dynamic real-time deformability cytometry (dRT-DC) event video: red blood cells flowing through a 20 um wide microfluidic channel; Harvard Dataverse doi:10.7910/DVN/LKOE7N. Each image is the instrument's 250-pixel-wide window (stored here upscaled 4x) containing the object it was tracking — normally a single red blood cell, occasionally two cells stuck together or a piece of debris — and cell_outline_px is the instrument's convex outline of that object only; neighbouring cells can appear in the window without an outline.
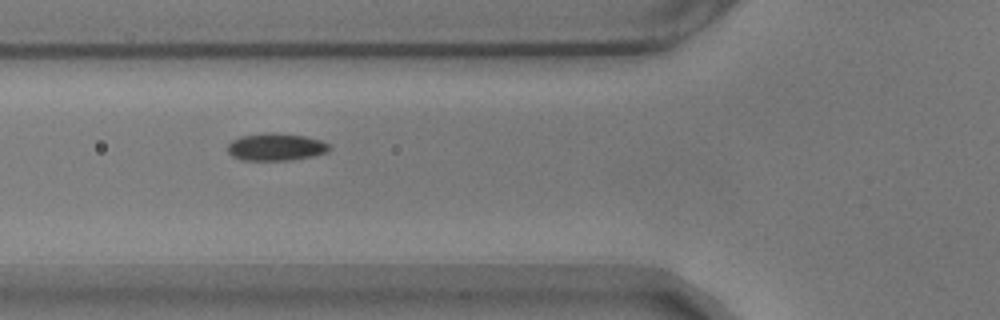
{"species": "common noctule bat (a hibernating species)", "species_latin": "Nyctalus noctula", "temperature_condition": "warm", "stored_images_in_passage": 42, "camera_frame_rate_fps": 3000, "um_per_image_px": 0.085, "animal": {"sex": "male", "body_mass_g": 17.9}, "frame": {"image": 1, "passage_image": 10, "time_ms": 3.0, "image_size_px": [1000, 320], "cell_outline_px": [[332, 148], [328, 152], [312, 156], [288, 160], [240, 160], [232, 156], [228, 152], [228, 144], [232, 140], [240, 136], [268, 132], [272, 132], [304, 136], [320, 140], [328, 144]], "centroid_in_image_um": [23.43, 12.49], "position_along_channel_um": 102.4, "area_um2": 16.24}}
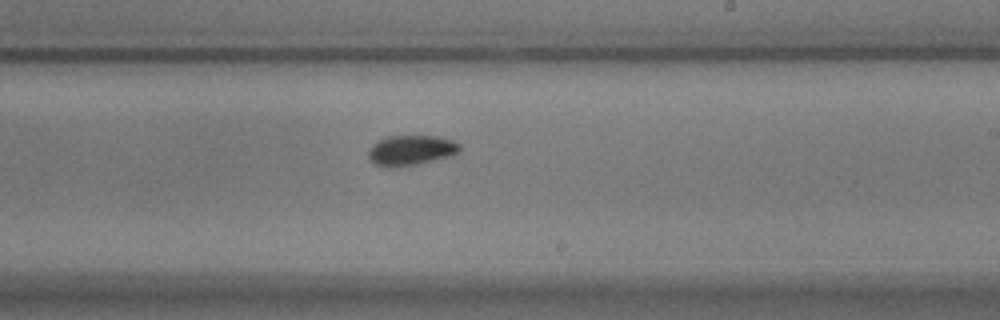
{"frame": {"image": 2, "passage_image": 23, "time_ms": 7.333, "image_size_px": [1000, 320], "cell_outline_px": [[460, 152], [452, 156], [416, 164], [396, 168], [388, 168], [376, 164], [368, 156], [368, 152], [372, 144], [388, 136], [440, 136], [452, 140], [460, 144]], "centroid_in_image_um": [34.96, 12.78], "position_along_channel_um": 254.0, "area_um2": 16.13}}
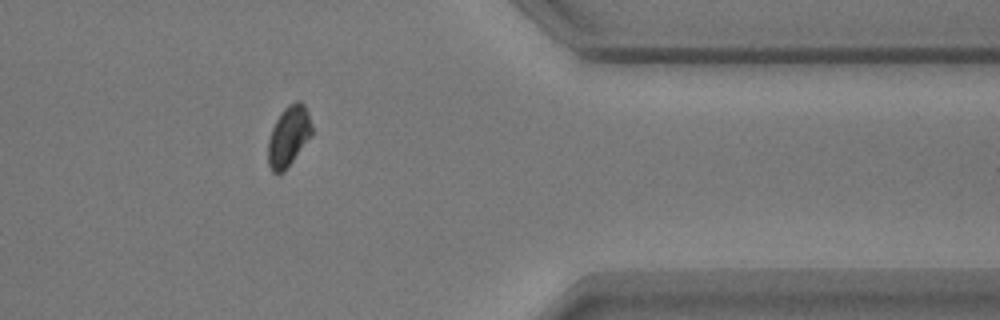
{"frame": {"image": 3, "passage_image": 36, "time_ms": 11.667, "image_size_px": [1000, 320], "cell_outline_px": [[312, 136], [284, 172], [280, 176], [272, 172], [268, 164], [268, 140], [272, 128], [280, 112], [288, 104], [296, 100], [300, 100], [304, 104], [308, 112], [312, 124]], "centroid_in_image_um": [24.54, 11.59], "position_along_channel_um": 386.9, "area_um2": 15.78}, "authors_computed_cell_mechanics": {"area_um2": 16.2418, "velocity_mm_per_s": 3.4975, "shape_relaxation_time_tau1_ms": 3.2555, "shape_relaxation_time_tau2_ms": null, "deformation_change_tau1": 0.0841, "deformation_change_tau2": null}}